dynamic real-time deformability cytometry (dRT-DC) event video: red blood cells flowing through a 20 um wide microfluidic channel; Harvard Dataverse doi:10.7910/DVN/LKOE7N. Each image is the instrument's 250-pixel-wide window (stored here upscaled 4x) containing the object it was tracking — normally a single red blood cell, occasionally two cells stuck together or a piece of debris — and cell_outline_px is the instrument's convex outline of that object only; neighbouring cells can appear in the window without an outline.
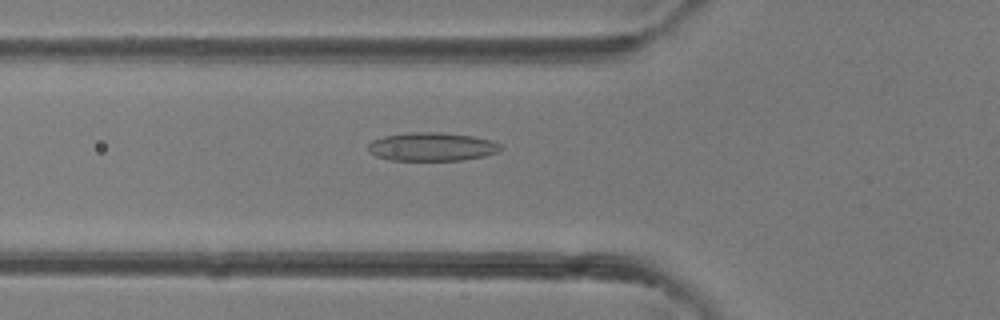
{"species": "common noctule bat (a hibernating species)", "species_latin": "Nyctalus noctula", "temperature_condition": "room temperature", "stored_images_in_passage": 24, "camera_frame_rate_fps": 3000, "um_per_image_px": 0.085, "animal": {"sex": "female"}, "frame": {"image": 1, "passage_image": 6, "time_ms": 1.667, "image_size_px": [1000, 320], "cell_outline_px": [[500, 148], [496, 152], [484, 156], [460, 160], [392, 160], [376, 156], [368, 152], [368, 144], [372, 140], [384, 136], [408, 132], [440, 132], [472, 136], [492, 140], [500, 144]], "centroid_in_image_um": [36.67, 12.46], "position_along_channel_um": 89.1, "area_um2": 21.91}}
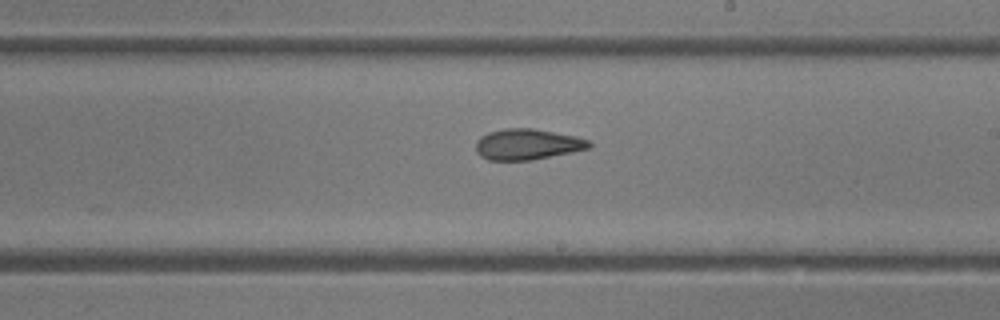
{"frame": {"image": 2, "passage_image": 15, "time_ms": 4.667, "image_size_px": [1000, 320], "cell_outline_px": [[592, 144], [588, 148], [572, 152], [532, 160], [488, 160], [480, 156], [476, 152], [476, 140], [480, 136], [488, 132], [504, 128], [532, 128], [576, 136], [588, 140]], "centroid_in_image_um": [44.78, 12.26], "position_along_channel_um": 244.2, "area_um2": 20.4}}
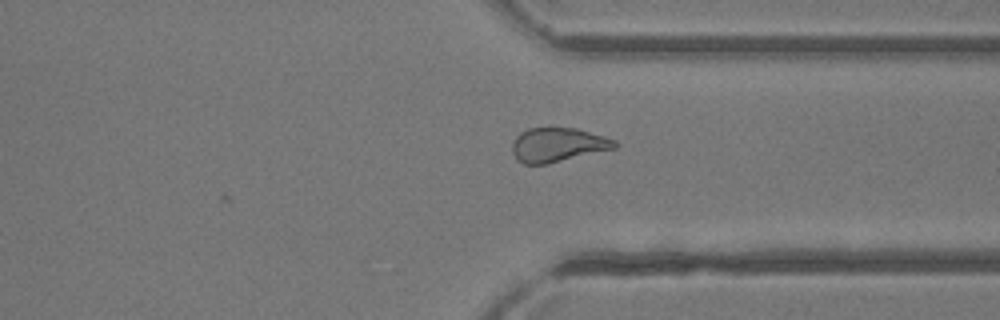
{"frame": {"image": 3, "passage_image": 22, "time_ms": 7.0, "image_size_px": [1000, 320], "cell_outline_px": [[620, 144], [616, 148], [548, 164], [524, 164], [516, 160], [512, 152], [512, 144], [516, 136], [520, 132], [528, 128], [576, 128], [604, 136], [616, 140]], "centroid_in_image_um": [47.42, 12.32], "position_along_channel_um": 364.0, "area_um2": 20.58}}